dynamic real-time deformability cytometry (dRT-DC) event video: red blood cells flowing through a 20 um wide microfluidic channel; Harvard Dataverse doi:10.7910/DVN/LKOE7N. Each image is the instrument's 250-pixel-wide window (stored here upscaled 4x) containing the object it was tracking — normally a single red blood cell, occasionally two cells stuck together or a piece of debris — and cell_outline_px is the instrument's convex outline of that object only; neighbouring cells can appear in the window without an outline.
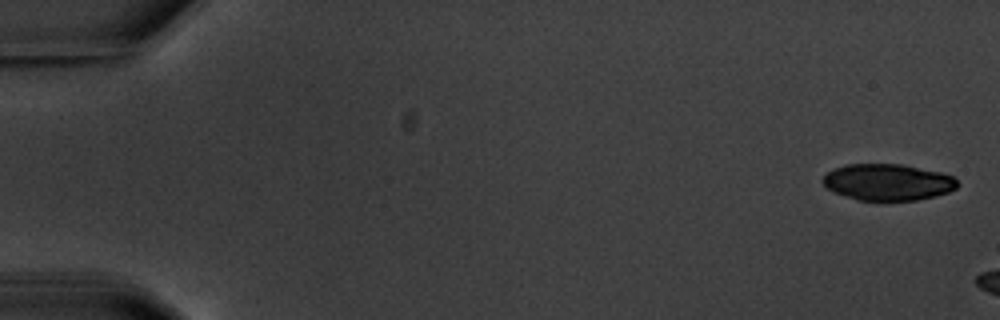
{"species": "common noctule bat (a hibernating species)", "species_latin": "Nyctalus noctula", "temperature_condition": "warm", "stored_images_in_passage": 5, "camera_frame_rate_fps": 3000, "um_per_image_px": 0.085, "animal": {"sex": "male", "body_mass_g": 20.1, "forearm_length_mm": 53.5}, "frame": {"image": 1, "passage_image": 1, "time_ms": 0.0, "image_size_px": [1000, 320], "cell_outline_px": [[960, 184], [956, 188], [948, 192], [936, 196], [916, 200], [856, 200], [832, 192], [820, 180], [828, 172], [836, 168], [848, 164], [904, 164], [944, 172], [952, 176]], "centroid_in_image_um": [75.49, 15.48], "position_along_channel_um": 9.5, "area_um2": 28.84}}